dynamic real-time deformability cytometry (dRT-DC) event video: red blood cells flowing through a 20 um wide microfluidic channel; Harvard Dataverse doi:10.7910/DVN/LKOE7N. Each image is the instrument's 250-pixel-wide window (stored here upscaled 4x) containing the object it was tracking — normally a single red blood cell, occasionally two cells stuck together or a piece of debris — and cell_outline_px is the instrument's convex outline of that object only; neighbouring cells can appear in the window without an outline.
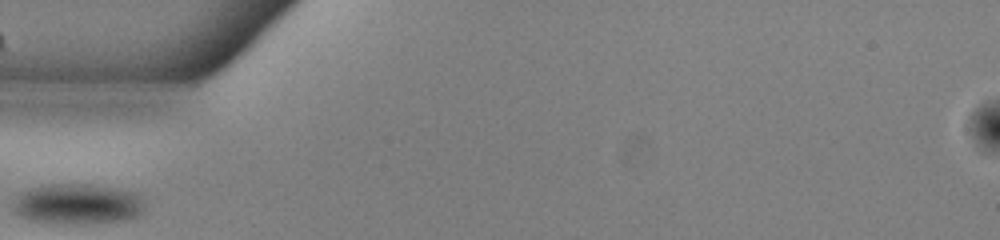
{"species": "common noctule bat (a hibernating species)", "species_latin": "Nyctalus noctula", "temperature_condition": "warm", "stored_images_in_passage": 25, "camera_frame_rate_fps": 3000, "um_per_image_px": 0.085, "animal": {"sex": "male", "body_mass_g": 13.0, "forearm_length_mm": 53.1}, "frame": {"image": 1, "passage_image": 1, "time_ms": 0.0, "image_size_px": [1000, 240], "cell_outline_px": [[144, 212], [128, 220], [92, 224], [56, 224], [28, 220], [12, 212], [12, 200], [20, 192], [32, 188], [48, 184], [92, 184], [132, 192], [140, 196], [144, 200]], "centroid_in_image_um": [6.55, 17.37], "position_along_channel_um": 78.4, "area_um2": 31.79}}
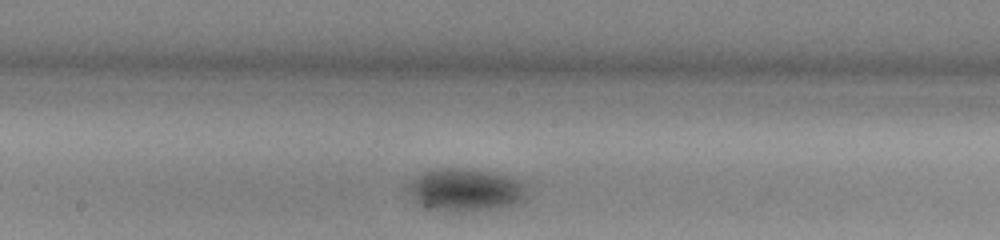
{"frame": {"image": 2, "passage_image": 11, "time_ms": 3.333, "image_size_px": [1000, 240], "cell_outline_px": [[524, 200], [512, 204], [496, 208], [460, 212], [428, 212], [420, 208], [408, 192], [404, 184], [408, 180], [424, 172], [440, 168], [464, 168], [504, 176], [516, 180], [524, 188]], "centroid_in_image_um": [39.34, 16.19], "position_along_channel_um": 208.9, "area_um2": 29.71}}
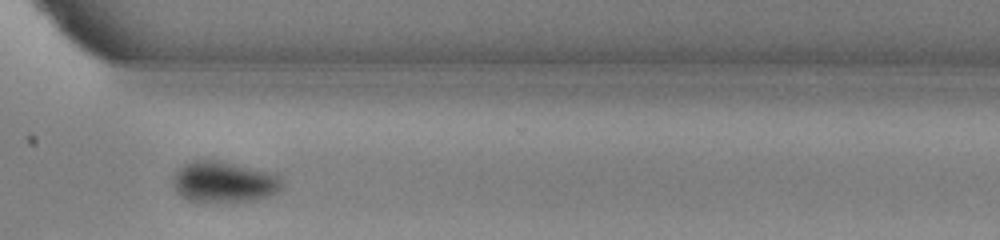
{"frame": {"image": 3, "passage_image": 22, "time_ms": 7.0, "image_size_px": [1000, 240], "cell_outline_px": [[280, 188], [276, 192], [264, 196], [248, 200], [188, 200], [180, 196], [176, 192], [172, 184], [172, 180], [176, 172], [184, 164], [192, 160], [224, 160], [276, 172], [280, 180]], "centroid_in_image_um": [19.01, 15.4], "position_along_channel_um": 351.6, "area_um2": 25.78}}